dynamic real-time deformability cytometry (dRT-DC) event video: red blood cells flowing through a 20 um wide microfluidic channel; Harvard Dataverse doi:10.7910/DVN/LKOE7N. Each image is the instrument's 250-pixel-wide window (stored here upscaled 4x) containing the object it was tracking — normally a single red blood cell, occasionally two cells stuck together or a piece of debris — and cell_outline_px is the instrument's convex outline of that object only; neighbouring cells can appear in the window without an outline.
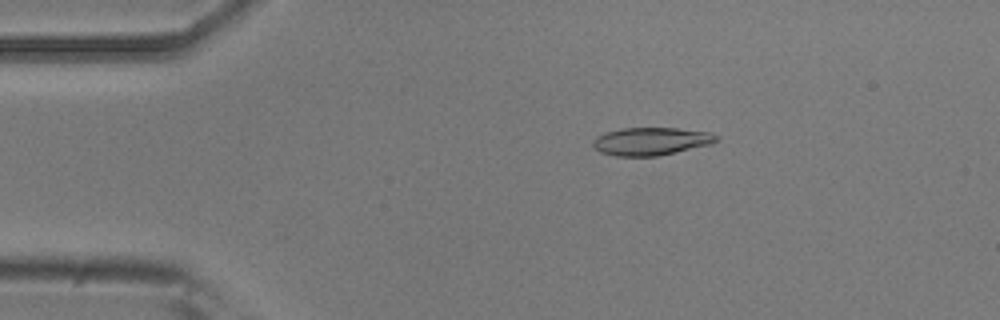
{"species": "common noctule bat (a hibernating species)", "species_latin": "Nyctalus noctula", "temperature_condition": "room temperature", "stored_images_in_passage": 52, "camera_frame_rate_fps": 3000, "um_per_image_px": 0.085, "animal": {"sex": "male", "body_mass_g": 20.5, "forearm_length_mm": 52.5}, "frame": {"image": 1, "passage_image": 9, "time_ms": 2.667, "image_size_px": [1000, 320], "cell_outline_px": [[720, 140], [712, 144], [676, 152], [656, 156], [616, 156], [600, 152], [592, 144], [592, 140], [596, 136], [604, 132], [624, 128], [676, 128], [712, 132], [720, 136]], "centroid_in_image_um": [55.38, 12.0], "position_along_channel_um": 29.6, "area_um2": 20.23}}
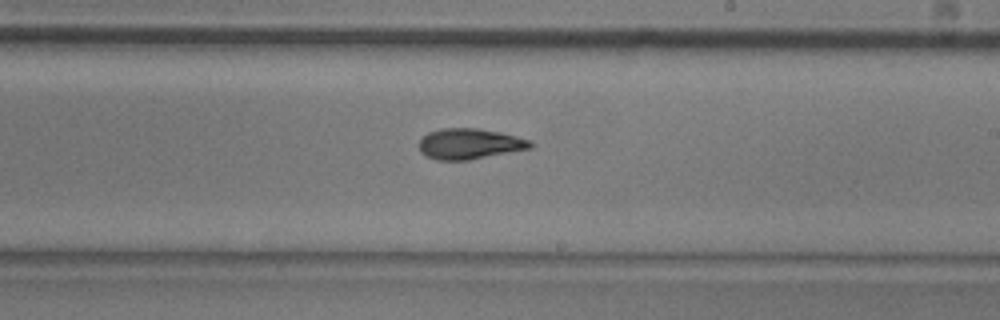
{"frame": {"image": 2, "passage_image": 30, "time_ms": 9.667, "image_size_px": [1000, 320], "cell_outline_px": [[532, 148], [468, 160], [436, 160], [420, 152], [420, 140], [428, 132], [440, 128], [476, 128], [500, 132], [532, 140]], "centroid_in_image_um": [39.92, 12.22], "position_along_channel_um": 249.1, "area_um2": 19.83}}
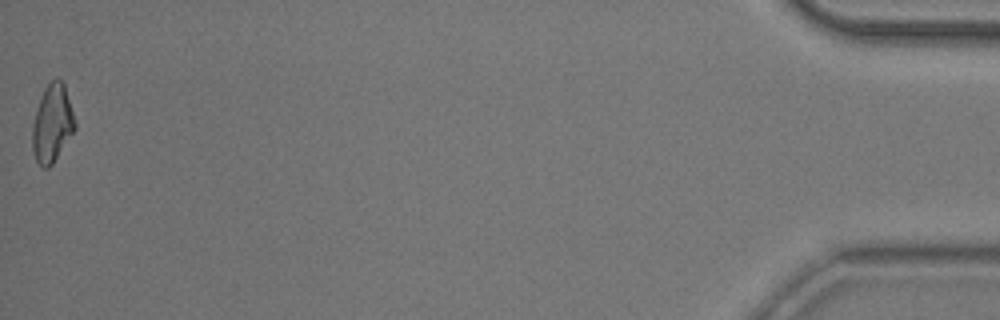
{"frame": {"image": 3, "passage_image": 52, "time_ms": 17.0, "image_size_px": [1000, 320], "cell_outline_px": [[76, 128], [52, 164], [48, 168], [44, 168], [36, 160], [32, 148], [32, 124], [44, 88], [52, 80], [60, 80], [64, 84], [76, 124]], "centroid_in_image_um": [4.43, 10.52], "position_along_channel_um": 430.8, "area_um2": 18.84}, "authors_computed_cell_mechanics": {"area_um2": 19.4786, "velocity_mm_per_s": 3.8249, "shape_relaxation_time_tau1_ms": 5.0547, "shape_relaxation_time_tau2_ms": 2.8234, "deformation_change_tau1": 0.1674, "deformation_change_tau2": 0.0929}}